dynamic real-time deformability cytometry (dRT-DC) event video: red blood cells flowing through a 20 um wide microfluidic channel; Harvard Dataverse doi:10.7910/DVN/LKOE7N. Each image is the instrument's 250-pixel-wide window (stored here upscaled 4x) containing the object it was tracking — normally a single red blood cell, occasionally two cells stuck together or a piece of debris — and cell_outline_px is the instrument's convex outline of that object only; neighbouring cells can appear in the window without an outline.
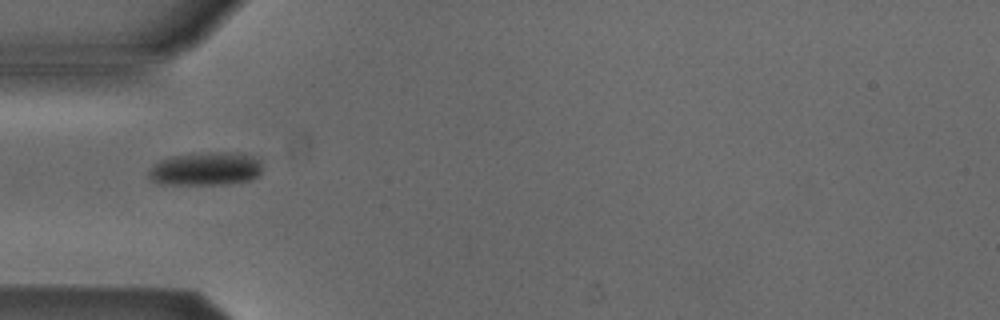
{"species": "Egyptian fruit bat (a non-hibernating species)", "species_latin": "Rousettus aegyptiacus", "temperature_condition": "cold", "stored_images_in_passage": 3, "camera_frame_rate_fps": 3000, "um_per_image_px": 0.085, "animal": {"sex": "male"}, "frame": {"image": 1, "passage_image": 1, "time_ms": 0.0, "image_size_px": [1000, 320], "cell_outline_px": [[260, 172], [252, 180], [224, 184], [160, 184], [152, 180], [148, 176], [148, 172], [152, 164], [168, 156], [192, 152], [228, 152], [252, 156], [260, 160]], "centroid_in_image_um": [17.42, 14.33], "position_along_channel_um": 67.6, "area_um2": 22.31}}
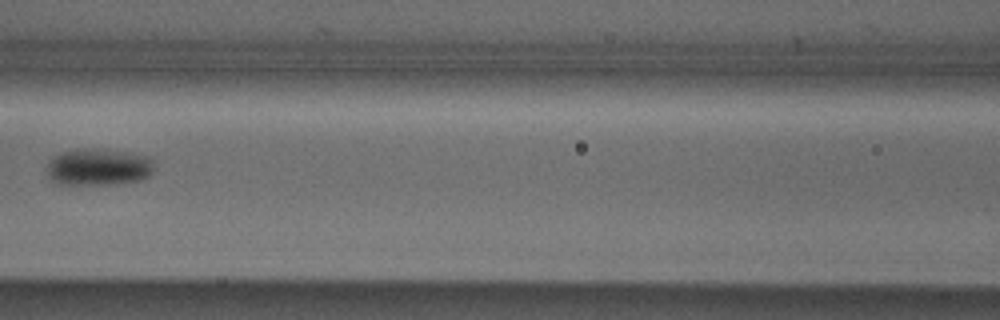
{"frame": {"image": 2, "passage_image": 3, "time_ms": 2.333, "image_size_px": [1000, 320], "cell_outline_px": [[152, 172], [148, 176], [140, 180], [124, 184], [60, 184], [52, 180], [48, 176], [48, 164], [56, 156], [64, 152], [84, 148], [96, 148], [132, 152], [148, 156], [152, 160]], "centroid_in_image_um": [8.42, 14.2], "position_along_channel_um": 158.2, "area_um2": 23.06}}